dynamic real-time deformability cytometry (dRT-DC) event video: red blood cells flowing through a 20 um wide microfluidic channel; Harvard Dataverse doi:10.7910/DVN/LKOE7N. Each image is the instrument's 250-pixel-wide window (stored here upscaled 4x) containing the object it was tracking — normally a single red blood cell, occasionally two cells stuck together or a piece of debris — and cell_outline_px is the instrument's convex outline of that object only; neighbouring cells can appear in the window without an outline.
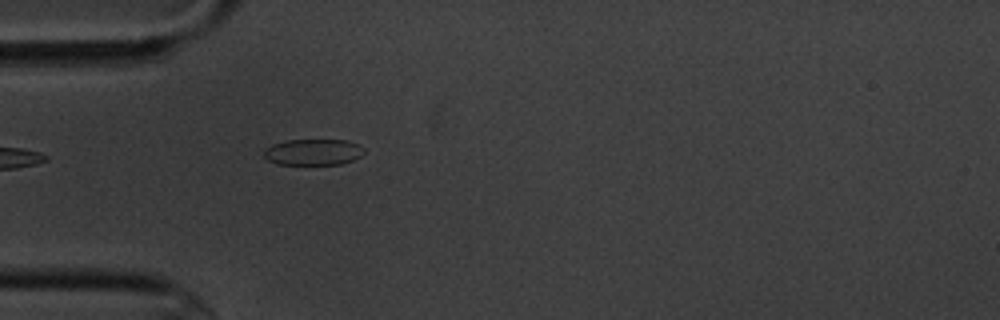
{"species": "common noctule bat (a hibernating species)", "species_latin": "Nyctalus noctula", "temperature_condition": "cold", "stored_images_in_passage": 2, "camera_frame_rate_fps": 3000, "um_per_image_px": 0.085, "animal": {"sex": "male", "body_mass_g": 20.1, "forearm_length_mm": 53.5}, "frame": {"image": 1, "passage_image": 2, "time_ms": 1.333, "image_size_px": [1000, 320], "cell_outline_px": [[364, 152], [360, 156], [352, 160], [340, 164], [276, 164], [268, 160], [264, 156], [264, 148], [272, 144], [288, 140], [348, 140], [364, 148]], "centroid_in_image_um": [26.59, 12.92], "position_along_channel_um": 58.4, "area_um2": 15.2}}